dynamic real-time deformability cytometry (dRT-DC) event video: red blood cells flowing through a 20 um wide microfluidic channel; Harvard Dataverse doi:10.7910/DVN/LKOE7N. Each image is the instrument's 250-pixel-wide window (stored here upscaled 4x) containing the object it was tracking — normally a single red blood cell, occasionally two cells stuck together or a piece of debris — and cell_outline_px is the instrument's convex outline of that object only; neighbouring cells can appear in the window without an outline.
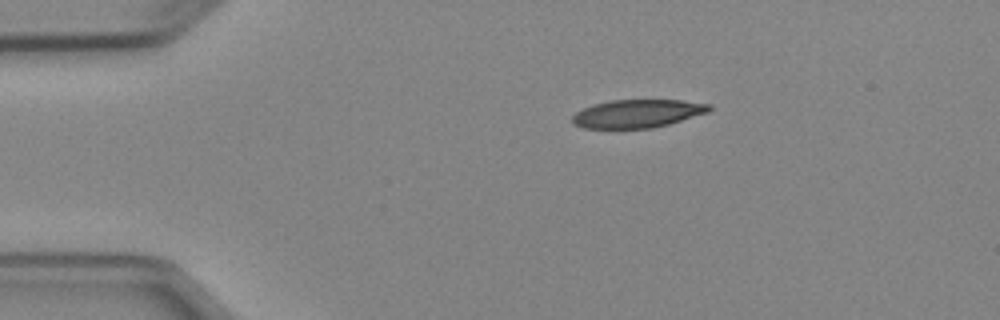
{"species": "Egyptian fruit bat (a non-hibernating species)", "species_latin": "Rousettus aegyptiacus", "temperature_condition": "cold", "stored_images_in_passage": 2, "camera_frame_rate_fps": 3000, "um_per_image_px": 0.085, "animal": {"sex": "female"}, "frame": {"image": 1, "passage_image": 1, "time_ms": 0.0, "image_size_px": [1000, 320], "cell_outline_px": [[712, 108], [708, 112], [668, 124], [652, 128], [584, 128], [572, 124], [572, 116], [576, 112], [592, 104], [612, 100], [680, 100], [712, 104]], "centroid_in_image_um": [54.17, 9.65], "position_along_channel_um": 30.8, "area_um2": 22.43}}